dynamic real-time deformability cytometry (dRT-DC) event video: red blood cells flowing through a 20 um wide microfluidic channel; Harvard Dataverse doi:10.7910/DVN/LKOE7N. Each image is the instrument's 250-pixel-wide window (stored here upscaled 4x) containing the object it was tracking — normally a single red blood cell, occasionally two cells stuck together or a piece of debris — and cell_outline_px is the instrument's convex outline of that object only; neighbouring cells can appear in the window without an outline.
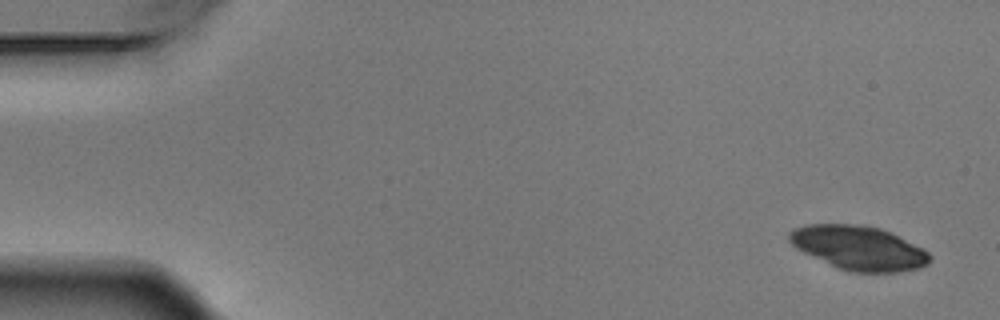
{"species": "Egyptian fruit bat (a non-hibernating species)", "species_latin": "Rousettus aegyptiacus", "temperature_condition": "warm", "stored_images_in_passage": 7, "camera_frame_rate_fps": 3000, "um_per_image_px": 0.085, "animal": {"sex": "male"}, "frame": {"image": 1, "passage_image": 1, "time_ms": 0.0, "image_size_px": [1000, 320], "cell_outline_px": [[932, 260], [928, 264], [916, 268], [896, 272], [848, 272], [836, 268], [796, 248], [788, 240], [788, 232], [792, 228], [804, 224], [856, 224], [880, 228], [892, 232], [924, 248], [932, 256]], "centroid_in_image_um": [72.99, 21.06], "position_along_channel_um": 12.0, "area_um2": 36.47}}